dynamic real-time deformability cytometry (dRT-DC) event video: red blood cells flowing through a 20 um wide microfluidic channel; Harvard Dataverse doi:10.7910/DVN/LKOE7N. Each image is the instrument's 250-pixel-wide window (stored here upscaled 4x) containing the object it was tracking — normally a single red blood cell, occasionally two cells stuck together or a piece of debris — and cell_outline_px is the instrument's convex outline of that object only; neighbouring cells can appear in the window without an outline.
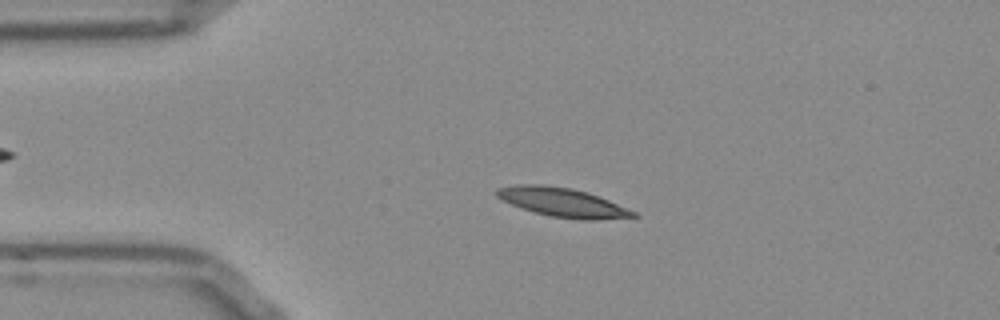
{"species": "Egyptian fruit bat (a non-hibernating species)", "species_latin": "Rousettus aegyptiacus", "temperature_condition": "room temperature", "stored_images_in_passage": 52, "camera_frame_rate_fps": 3000, "um_per_image_px": 0.085, "frame": {"image": 1, "passage_image": 11, "time_ms": 3.333, "image_size_px": [1000, 320], "cell_outline_px": [[640, 216], [596, 220], [580, 220], [548, 216], [520, 208], [500, 200], [496, 196], [496, 188], [516, 184], [544, 184], [572, 188], [588, 192], [608, 200], [636, 212]], "centroid_in_image_um": [47.77, 17.2], "position_along_channel_um": 37.2, "area_um2": 23.35}}
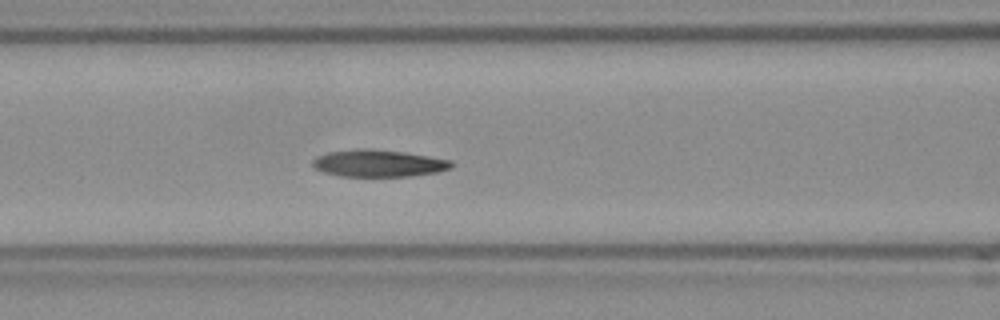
{"frame": {"image": 2, "passage_image": 21, "time_ms": 6.667, "image_size_px": [1000, 320], "cell_outline_px": [[456, 164], [452, 168], [436, 172], [412, 176], [340, 176], [324, 172], [316, 168], [312, 164], [312, 160], [316, 156], [328, 152], [356, 148], [372, 148], [404, 152], [452, 160]], "centroid_in_image_um": [32.19, 13.87], "position_along_channel_um": 134.4, "area_um2": 22.08}}
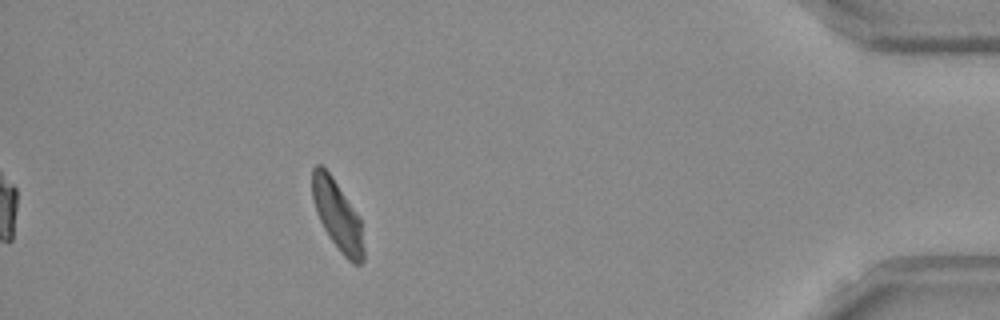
{"frame": {"image": 3, "passage_image": 47, "time_ms": 15.333, "image_size_px": [1000, 320], "cell_outline_px": [[364, 260], [360, 264], [352, 264], [340, 252], [328, 236], [316, 212], [312, 200], [312, 168], [316, 164], [320, 164], [332, 176], [356, 212], [360, 220], [364, 248]], "centroid_in_image_um": [28.67, 18.32], "position_along_channel_um": 406.5, "area_um2": 20.81}, "authors_computed_cell_mechanics": {"area_um2": 21.6461, "velocity_mm_per_s": 3.791, "shape_relaxation_time_tau1_ms": null, "shape_relaxation_time_tau2_ms": 4.6079, "deformation_change_tau1": null, "deformation_change_tau2": 0.1134}}